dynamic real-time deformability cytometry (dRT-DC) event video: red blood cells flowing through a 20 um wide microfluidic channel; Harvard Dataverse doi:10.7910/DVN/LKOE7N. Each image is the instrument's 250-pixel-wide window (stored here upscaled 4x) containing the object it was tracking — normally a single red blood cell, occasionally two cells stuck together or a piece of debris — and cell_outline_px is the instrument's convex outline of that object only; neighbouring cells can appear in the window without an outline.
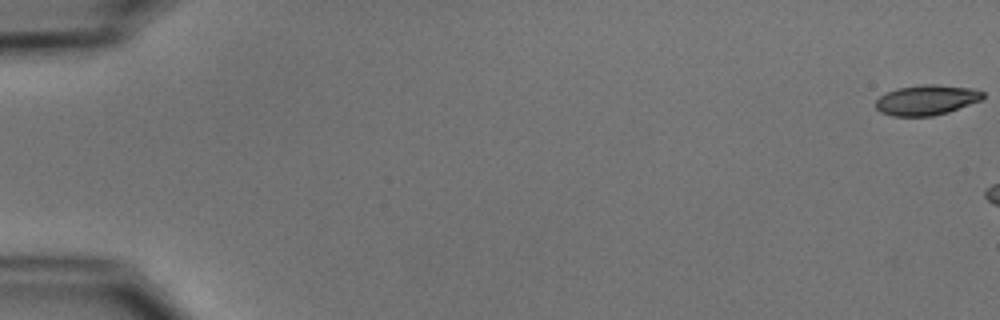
{"species": "common noctule bat (a hibernating species)", "species_latin": "Nyctalus noctula", "temperature_condition": "cold", "stored_images_in_passage": 3, "camera_frame_rate_fps": 3000, "um_per_image_px": 0.085, "animal": {"sex": "male", "body_mass_g": 15.6}, "frame": {"image": 1, "passage_image": 1, "time_ms": 0.0, "image_size_px": [1000, 320], "cell_outline_px": [[984, 96], [980, 100], [948, 112], [932, 116], [892, 116], [880, 112], [876, 108], [876, 100], [880, 96], [896, 88], [920, 84], [936, 84], [972, 88], [984, 92]], "centroid_in_image_um": [78.74, 8.49], "position_along_channel_um": 6.3, "area_um2": 18.84}}